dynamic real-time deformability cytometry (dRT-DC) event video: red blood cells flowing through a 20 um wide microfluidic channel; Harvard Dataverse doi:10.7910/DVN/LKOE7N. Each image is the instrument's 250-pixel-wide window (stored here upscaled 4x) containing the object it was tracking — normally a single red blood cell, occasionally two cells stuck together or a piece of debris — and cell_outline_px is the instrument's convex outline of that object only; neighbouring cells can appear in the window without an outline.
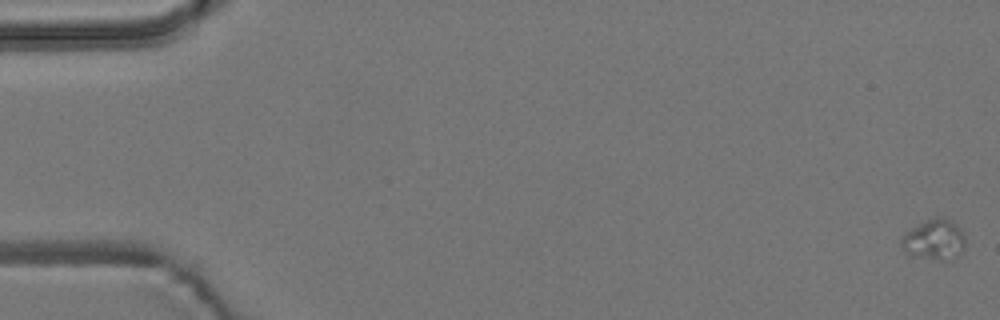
{"species": "common noctule bat (a hibernating species)", "species_latin": "Nyctalus noctula", "temperature_condition": "room temperature", "stored_images_in_passage": 6, "camera_frame_rate_fps": 3000, "um_per_image_px": 0.085, "animal": {"sex": "male", "body_mass_g": 19.2, "forearm_length_mm": 51.8}, "frame": {"image": 1, "passage_image": 1, "time_ms": 0.0, "image_size_px": [1000, 320], "cell_outline_px": [[964, 248], [956, 256], [940, 260], [908, 256], [904, 252], [900, 244], [900, 240], [912, 228], [932, 216], [944, 216], [952, 220], [960, 228], [964, 236]], "centroid_in_image_um": [79.38, 20.35], "position_along_channel_um": 5.6, "area_um2": 15.2}}
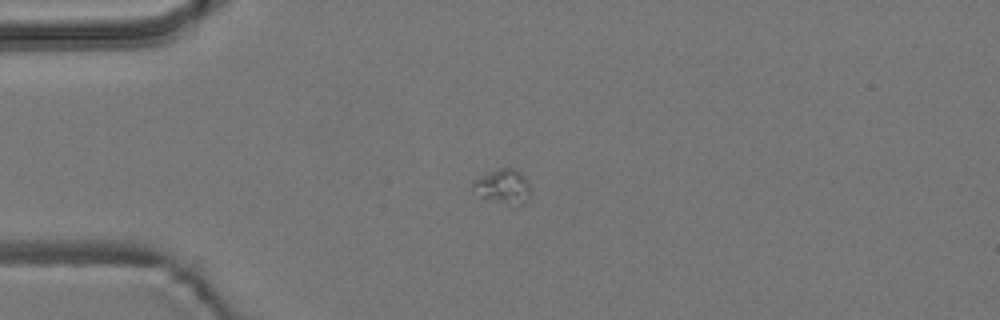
{"frame": {"image": 2, "passage_image": 5, "time_ms": 4.667, "image_size_px": [1000, 320], "cell_outline_px": [[532, 192], [528, 200], [520, 208], [480, 196], [472, 188], [472, 180], [488, 172], [500, 168], [512, 168], [520, 172], [524, 176]], "centroid_in_image_um": [42.8, 15.88], "position_along_channel_um": 42.2, "area_um2": 11.79}}